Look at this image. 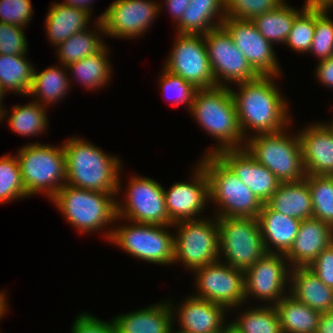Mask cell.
Wrapping results in <instances>:
<instances>
[{
  "mask_svg": "<svg viewBox=\"0 0 333 333\" xmlns=\"http://www.w3.org/2000/svg\"><path fill=\"white\" fill-rule=\"evenodd\" d=\"M277 77L258 76L252 81L236 84L238 92L230 87L245 140L249 138V130L252 132L250 136L275 133L292 123L287 100L273 80Z\"/></svg>",
  "mask_w": 333,
  "mask_h": 333,
  "instance_id": "obj_1",
  "label": "cell"
},
{
  "mask_svg": "<svg viewBox=\"0 0 333 333\" xmlns=\"http://www.w3.org/2000/svg\"><path fill=\"white\" fill-rule=\"evenodd\" d=\"M63 149L66 184L103 193H118L119 197L120 190H123L119 157L106 154L88 140L74 136L63 143Z\"/></svg>",
  "mask_w": 333,
  "mask_h": 333,
  "instance_id": "obj_2",
  "label": "cell"
},
{
  "mask_svg": "<svg viewBox=\"0 0 333 333\" xmlns=\"http://www.w3.org/2000/svg\"><path fill=\"white\" fill-rule=\"evenodd\" d=\"M189 112L207 134L219 143L207 150L205 155L217 154L227 149L244 148L245 139L239 126L230 87L197 89Z\"/></svg>",
  "mask_w": 333,
  "mask_h": 333,
  "instance_id": "obj_3",
  "label": "cell"
},
{
  "mask_svg": "<svg viewBox=\"0 0 333 333\" xmlns=\"http://www.w3.org/2000/svg\"><path fill=\"white\" fill-rule=\"evenodd\" d=\"M198 163L208 177L209 200L218 207L215 217H258L263 203L216 154L204 155Z\"/></svg>",
  "mask_w": 333,
  "mask_h": 333,
  "instance_id": "obj_4",
  "label": "cell"
},
{
  "mask_svg": "<svg viewBox=\"0 0 333 333\" xmlns=\"http://www.w3.org/2000/svg\"><path fill=\"white\" fill-rule=\"evenodd\" d=\"M117 194L65 184L51 201L75 229L90 233L117 223Z\"/></svg>",
  "mask_w": 333,
  "mask_h": 333,
  "instance_id": "obj_5",
  "label": "cell"
},
{
  "mask_svg": "<svg viewBox=\"0 0 333 333\" xmlns=\"http://www.w3.org/2000/svg\"><path fill=\"white\" fill-rule=\"evenodd\" d=\"M15 155L21 179L30 196L44 193L49 201L66 184V156L61 146L29 143Z\"/></svg>",
  "mask_w": 333,
  "mask_h": 333,
  "instance_id": "obj_6",
  "label": "cell"
},
{
  "mask_svg": "<svg viewBox=\"0 0 333 333\" xmlns=\"http://www.w3.org/2000/svg\"><path fill=\"white\" fill-rule=\"evenodd\" d=\"M287 130L250 136L244 145L248 153L281 183L301 181L307 176L298 133L287 135Z\"/></svg>",
  "mask_w": 333,
  "mask_h": 333,
  "instance_id": "obj_7",
  "label": "cell"
},
{
  "mask_svg": "<svg viewBox=\"0 0 333 333\" xmlns=\"http://www.w3.org/2000/svg\"><path fill=\"white\" fill-rule=\"evenodd\" d=\"M129 223L111 227L104 233L107 240L137 259L156 265L173 264L174 234L171 235L169 230H165V228H172V225Z\"/></svg>",
  "mask_w": 333,
  "mask_h": 333,
  "instance_id": "obj_8",
  "label": "cell"
},
{
  "mask_svg": "<svg viewBox=\"0 0 333 333\" xmlns=\"http://www.w3.org/2000/svg\"><path fill=\"white\" fill-rule=\"evenodd\" d=\"M174 260L193 271L220 260V241L217 217L176 222Z\"/></svg>",
  "mask_w": 333,
  "mask_h": 333,
  "instance_id": "obj_9",
  "label": "cell"
},
{
  "mask_svg": "<svg viewBox=\"0 0 333 333\" xmlns=\"http://www.w3.org/2000/svg\"><path fill=\"white\" fill-rule=\"evenodd\" d=\"M218 220L220 259L245 271L265 253L257 218L220 217ZM226 259V260H225Z\"/></svg>",
  "mask_w": 333,
  "mask_h": 333,
  "instance_id": "obj_10",
  "label": "cell"
},
{
  "mask_svg": "<svg viewBox=\"0 0 333 333\" xmlns=\"http://www.w3.org/2000/svg\"><path fill=\"white\" fill-rule=\"evenodd\" d=\"M125 202L117 201V220L170 226L163 186L150 177L129 178Z\"/></svg>",
  "mask_w": 333,
  "mask_h": 333,
  "instance_id": "obj_11",
  "label": "cell"
},
{
  "mask_svg": "<svg viewBox=\"0 0 333 333\" xmlns=\"http://www.w3.org/2000/svg\"><path fill=\"white\" fill-rule=\"evenodd\" d=\"M195 268V297L223 305L227 310L240 307L245 301L244 271L221 261ZM240 305V306H239Z\"/></svg>",
  "mask_w": 333,
  "mask_h": 333,
  "instance_id": "obj_12",
  "label": "cell"
},
{
  "mask_svg": "<svg viewBox=\"0 0 333 333\" xmlns=\"http://www.w3.org/2000/svg\"><path fill=\"white\" fill-rule=\"evenodd\" d=\"M203 38L217 86L229 88L228 83H244L259 76L222 26L207 32Z\"/></svg>",
  "mask_w": 333,
  "mask_h": 333,
  "instance_id": "obj_13",
  "label": "cell"
},
{
  "mask_svg": "<svg viewBox=\"0 0 333 333\" xmlns=\"http://www.w3.org/2000/svg\"><path fill=\"white\" fill-rule=\"evenodd\" d=\"M164 65L170 73L182 77L196 89L217 87L203 35L177 34Z\"/></svg>",
  "mask_w": 333,
  "mask_h": 333,
  "instance_id": "obj_14",
  "label": "cell"
},
{
  "mask_svg": "<svg viewBox=\"0 0 333 333\" xmlns=\"http://www.w3.org/2000/svg\"><path fill=\"white\" fill-rule=\"evenodd\" d=\"M290 267L285 255L266 252L244 271L245 300L253 296L256 300L268 301L267 305L277 304L289 293ZM286 287L288 290L285 291Z\"/></svg>",
  "mask_w": 333,
  "mask_h": 333,
  "instance_id": "obj_15",
  "label": "cell"
},
{
  "mask_svg": "<svg viewBox=\"0 0 333 333\" xmlns=\"http://www.w3.org/2000/svg\"><path fill=\"white\" fill-rule=\"evenodd\" d=\"M161 7L153 0H115L97 20L102 21L105 36L139 38L157 18Z\"/></svg>",
  "mask_w": 333,
  "mask_h": 333,
  "instance_id": "obj_16",
  "label": "cell"
},
{
  "mask_svg": "<svg viewBox=\"0 0 333 333\" xmlns=\"http://www.w3.org/2000/svg\"><path fill=\"white\" fill-rule=\"evenodd\" d=\"M222 27L259 76H279L281 67L273 44L259 33L252 21L225 18Z\"/></svg>",
  "mask_w": 333,
  "mask_h": 333,
  "instance_id": "obj_17",
  "label": "cell"
},
{
  "mask_svg": "<svg viewBox=\"0 0 333 333\" xmlns=\"http://www.w3.org/2000/svg\"><path fill=\"white\" fill-rule=\"evenodd\" d=\"M195 168L192 182H176L170 189L163 188L170 226L176 222L200 219L199 214L209 201L207 174L199 163Z\"/></svg>",
  "mask_w": 333,
  "mask_h": 333,
  "instance_id": "obj_18",
  "label": "cell"
},
{
  "mask_svg": "<svg viewBox=\"0 0 333 333\" xmlns=\"http://www.w3.org/2000/svg\"><path fill=\"white\" fill-rule=\"evenodd\" d=\"M259 199L266 203L281 182L258 163L245 148L227 149L216 154Z\"/></svg>",
  "mask_w": 333,
  "mask_h": 333,
  "instance_id": "obj_19",
  "label": "cell"
},
{
  "mask_svg": "<svg viewBox=\"0 0 333 333\" xmlns=\"http://www.w3.org/2000/svg\"><path fill=\"white\" fill-rule=\"evenodd\" d=\"M307 175H333V123L307 125L298 133Z\"/></svg>",
  "mask_w": 333,
  "mask_h": 333,
  "instance_id": "obj_20",
  "label": "cell"
},
{
  "mask_svg": "<svg viewBox=\"0 0 333 333\" xmlns=\"http://www.w3.org/2000/svg\"><path fill=\"white\" fill-rule=\"evenodd\" d=\"M171 309L173 317L177 316L179 331L185 333H222L225 327L226 311L223 305L216 304L195 296H189L178 307ZM176 308V309H175Z\"/></svg>",
  "mask_w": 333,
  "mask_h": 333,
  "instance_id": "obj_21",
  "label": "cell"
},
{
  "mask_svg": "<svg viewBox=\"0 0 333 333\" xmlns=\"http://www.w3.org/2000/svg\"><path fill=\"white\" fill-rule=\"evenodd\" d=\"M332 243L333 228L329 224L313 217L304 219L285 257L291 268L308 267Z\"/></svg>",
  "mask_w": 333,
  "mask_h": 333,
  "instance_id": "obj_22",
  "label": "cell"
},
{
  "mask_svg": "<svg viewBox=\"0 0 333 333\" xmlns=\"http://www.w3.org/2000/svg\"><path fill=\"white\" fill-rule=\"evenodd\" d=\"M257 219L266 252L286 255L294 243L301 221L276 212L266 203H263Z\"/></svg>",
  "mask_w": 333,
  "mask_h": 333,
  "instance_id": "obj_23",
  "label": "cell"
},
{
  "mask_svg": "<svg viewBox=\"0 0 333 333\" xmlns=\"http://www.w3.org/2000/svg\"><path fill=\"white\" fill-rule=\"evenodd\" d=\"M169 301L152 304L114 317L116 333H171L173 317Z\"/></svg>",
  "mask_w": 333,
  "mask_h": 333,
  "instance_id": "obj_24",
  "label": "cell"
},
{
  "mask_svg": "<svg viewBox=\"0 0 333 333\" xmlns=\"http://www.w3.org/2000/svg\"><path fill=\"white\" fill-rule=\"evenodd\" d=\"M290 290L299 302L320 313L333 311V289L326 286L308 267H293Z\"/></svg>",
  "mask_w": 333,
  "mask_h": 333,
  "instance_id": "obj_25",
  "label": "cell"
},
{
  "mask_svg": "<svg viewBox=\"0 0 333 333\" xmlns=\"http://www.w3.org/2000/svg\"><path fill=\"white\" fill-rule=\"evenodd\" d=\"M224 19V0H190L176 25V34L204 35L221 27Z\"/></svg>",
  "mask_w": 333,
  "mask_h": 333,
  "instance_id": "obj_26",
  "label": "cell"
},
{
  "mask_svg": "<svg viewBox=\"0 0 333 333\" xmlns=\"http://www.w3.org/2000/svg\"><path fill=\"white\" fill-rule=\"evenodd\" d=\"M46 16V30L49 42L58 46L72 35L86 30L91 13L70 5L54 2Z\"/></svg>",
  "mask_w": 333,
  "mask_h": 333,
  "instance_id": "obj_27",
  "label": "cell"
},
{
  "mask_svg": "<svg viewBox=\"0 0 333 333\" xmlns=\"http://www.w3.org/2000/svg\"><path fill=\"white\" fill-rule=\"evenodd\" d=\"M266 204L276 212L300 221L313 217L311 193L305 179L281 183Z\"/></svg>",
  "mask_w": 333,
  "mask_h": 333,
  "instance_id": "obj_28",
  "label": "cell"
},
{
  "mask_svg": "<svg viewBox=\"0 0 333 333\" xmlns=\"http://www.w3.org/2000/svg\"><path fill=\"white\" fill-rule=\"evenodd\" d=\"M67 69V66L62 67L61 65L60 67H56L55 65L48 67L40 73L37 69L34 70L28 97L33 96L34 99L32 100L44 106L60 102L72 84L69 75L65 74V70ZM35 96L37 97L36 100Z\"/></svg>",
  "mask_w": 333,
  "mask_h": 333,
  "instance_id": "obj_29",
  "label": "cell"
},
{
  "mask_svg": "<svg viewBox=\"0 0 333 333\" xmlns=\"http://www.w3.org/2000/svg\"><path fill=\"white\" fill-rule=\"evenodd\" d=\"M283 333H316L320 312L288 293L274 305Z\"/></svg>",
  "mask_w": 333,
  "mask_h": 333,
  "instance_id": "obj_30",
  "label": "cell"
},
{
  "mask_svg": "<svg viewBox=\"0 0 333 333\" xmlns=\"http://www.w3.org/2000/svg\"><path fill=\"white\" fill-rule=\"evenodd\" d=\"M301 10L285 2L252 20L259 33L270 43L285 44L295 18L310 4L306 0Z\"/></svg>",
  "mask_w": 333,
  "mask_h": 333,
  "instance_id": "obj_31",
  "label": "cell"
},
{
  "mask_svg": "<svg viewBox=\"0 0 333 333\" xmlns=\"http://www.w3.org/2000/svg\"><path fill=\"white\" fill-rule=\"evenodd\" d=\"M94 29L84 30L78 32L63 43L57 46L56 52L58 55L59 64L62 66H68L69 64L84 59L87 56H91L99 52L106 43L103 42L102 37L104 34V27L101 20H95ZM99 30V31H98ZM101 31V33H99ZM101 37V39H100Z\"/></svg>",
  "mask_w": 333,
  "mask_h": 333,
  "instance_id": "obj_32",
  "label": "cell"
},
{
  "mask_svg": "<svg viewBox=\"0 0 333 333\" xmlns=\"http://www.w3.org/2000/svg\"><path fill=\"white\" fill-rule=\"evenodd\" d=\"M26 56L0 54V86L6 93L29 94L36 68Z\"/></svg>",
  "mask_w": 333,
  "mask_h": 333,
  "instance_id": "obj_33",
  "label": "cell"
},
{
  "mask_svg": "<svg viewBox=\"0 0 333 333\" xmlns=\"http://www.w3.org/2000/svg\"><path fill=\"white\" fill-rule=\"evenodd\" d=\"M109 48L105 45L99 52L91 56H87L84 59L73 62L67 66L68 71L74 75V78L78 79L83 87L90 89H100L103 86H107L110 81L111 64L107 57Z\"/></svg>",
  "mask_w": 333,
  "mask_h": 333,
  "instance_id": "obj_34",
  "label": "cell"
},
{
  "mask_svg": "<svg viewBox=\"0 0 333 333\" xmlns=\"http://www.w3.org/2000/svg\"><path fill=\"white\" fill-rule=\"evenodd\" d=\"M46 107L49 106L38 104L35 101L25 105H15L7 121L10 129L22 136H37L46 132L49 128Z\"/></svg>",
  "mask_w": 333,
  "mask_h": 333,
  "instance_id": "obj_35",
  "label": "cell"
},
{
  "mask_svg": "<svg viewBox=\"0 0 333 333\" xmlns=\"http://www.w3.org/2000/svg\"><path fill=\"white\" fill-rule=\"evenodd\" d=\"M242 312L230 322L241 333H283L274 305L255 306Z\"/></svg>",
  "mask_w": 333,
  "mask_h": 333,
  "instance_id": "obj_36",
  "label": "cell"
},
{
  "mask_svg": "<svg viewBox=\"0 0 333 333\" xmlns=\"http://www.w3.org/2000/svg\"><path fill=\"white\" fill-rule=\"evenodd\" d=\"M313 218L320 219L333 228V177L328 175H307Z\"/></svg>",
  "mask_w": 333,
  "mask_h": 333,
  "instance_id": "obj_37",
  "label": "cell"
},
{
  "mask_svg": "<svg viewBox=\"0 0 333 333\" xmlns=\"http://www.w3.org/2000/svg\"><path fill=\"white\" fill-rule=\"evenodd\" d=\"M27 197L16 156L9 154L2 156L0 158V204Z\"/></svg>",
  "mask_w": 333,
  "mask_h": 333,
  "instance_id": "obj_38",
  "label": "cell"
},
{
  "mask_svg": "<svg viewBox=\"0 0 333 333\" xmlns=\"http://www.w3.org/2000/svg\"><path fill=\"white\" fill-rule=\"evenodd\" d=\"M329 8L315 4V31L309 53L320 61L333 56V21L328 15Z\"/></svg>",
  "mask_w": 333,
  "mask_h": 333,
  "instance_id": "obj_39",
  "label": "cell"
},
{
  "mask_svg": "<svg viewBox=\"0 0 333 333\" xmlns=\"http://www.w3.org/2000/svg\"><path fill=\"white\" fill-rule=\"evenodd\" d=\"M315 31V4L310 3L294 20L285 45L295 52L307 53L311 49Z\"/></svg>",
  "mask_w": 333,
  "mask_h": 333,
  "instance_id": "obj_40",
  "label": "cell"
},
{
  "mask_svg": "<svg viewBox=\"0 0 333 333\" xmlns=\"http://www.w3.org/2000/svg\"><path fill=\"white\" fill-rule=\"evenodd\" d=\"M285 0H224L225 18L252 21Z\"/></svg>",
  "mask_w": 333,
  "mask_h": 333,
  "instance_id": "obj_41",
  "label": "cell"
},
{
  "mask_svg": "<svg viewBox=\"0 0 333 333\" xmlns=\"http://www.w3.org/2000/svg\"><path fill=\"white\" fill-rule=\"evenodd\" d=\"M161 78H159L160 87L163 90V94L166 96L170 94V98H173L172 105H186L188 111L190 110L194 93L196 88L190 83L185 81L182 77L174 75L163 68L161 72Z\"/></svg>",
  "mask_w": 333,
  "mask_h": 333,
  "instance_id": "obj_42",
  "label": "cell"
},
{
  "mask_svg": "<svg viewBox=\"0 0 333 333\" xmlns=\"http://www.w3.org/2000/svg\"><path fill=\"white\" fill-rule=\"evenodd\" d=\"M24 28L0 22V54L25 55L28 51Z\"/></svg>",
  "mask_w": 333,
  "mask_h": 333,
  "instance_id": "obj_43",
  "label": "cell"
},
{
  "mask_svg": "<svg viewBox=\"0 0 333 333\" xmlns=\"http://www.w3.org/2000/svg\"><path fill=\"white\" fill-rule=\"evenodd\" d=\"M31 0H0V22L28 26L33 15Z\"/></svg>",
  "mask_w": 333,
  "mask_h": 333,
  "instance_id": "obj_44",
  "label": "cell"
},
{
  "mask_svg": "<svg viewBox=\"0 0 333 333\" xmlns=\"http://www.w3.org/2000/svg\"><path fill=\"white\" fill-rule=\"evenodd\" d=\"M74 320L71 333H116L113 320L102 321L89 313H81Z\"/></svg>",
  "mask_w": 333,
  "mask_h": 333,
  "instance_id": "obj_45",
  "label": "cell"
},
{
  "mask_svg": "<svg viewBox=\"0 0 333 333\" xmlns=\"http://www.w3.org/2000/svg\"><path fill=\"white\" fill-rule=\"evenodd\" d=\"M308 268L326 286L333 289V243L325 248Z\"/></svg>",
  "mask_w": 333,
  "mask_h": 333,
  "instance_id": "obj_46",
  "label": "cell"
},
{
  "mask_svg": "<svg viewBox=\"0 0 333 333\" xmlns=\"http://www.w3.org/2000/svg\"><path fill=\"white\" fill-rule=\"evenodd\" d=\"M318 62L315 76H317L318 80L324 84V86L326 85L328 88H333V56Z\"/></svg>",
  "mask_w": 333,
  "mask_h": 333,
  "instance_id": "obj_47",
  "label": "cell"
},
{
  "mask_svg": "<svg viewBox=\"0 0 333 333\" xmlns=\"http://www.w3.org/2000/svg\"><path fill=\"white\" fill-rule=\"evenodd\" d=\"M165 5H167V9L169 13H171L172 18L174 19L175 24H177L183 12L186 10L187 6L190 3V0H164Z\"/></svg>",
  "mask_w": 333,
  "mask_h": 333,
  "instance_id": "obj_48",
  "label": "cell"
},
{
  "mask_svg": "<svg viewBox=\"0 0 333 333\" xmlns=\"http://www.w3.org/2000/svg\"><path fill=\"white\" fill-rule=\"evenodd\" d=\"M316 333H333V311L320 314Z\"/></svg>",
  "mask_w": 333,
  "mask_h": 333,
  "instance_id": "obj_49",
  "label": "cell"
},
{
  "mask_svg": "<svg viewBox=\"0 0 333 333\" xmlns=\"http://www.w3.org/2000/svg\"><path fill=\"white\" fill-rule=\"evenodd\" d=\"M62 3L66 4V5H70L72 7L77 8V9L88 11L91 14H92V11H93V9H91L92 8L91 3H93L92 0H65Z\"/></svg>",
  "mask_w": 333,
  "mask_h": 333,
  "instance_id": "obj_50",
  "label": "cell"
},
{
  "mask_svg": "<svg viewBox=\"0 0 333 333\" xmlns=\"http://www.w3.org/2000/svg\"><path fill=\"white\" fill-rule=\"evenodd\" d=\"M5 91L3 90V88L0 86V122H2L1 120H4L3 118H5L8 114L7 111L4 109V105H2V99L3 96H5Z\"/></svg>",
  "mask_w": 333,
  "mask_h": 333,
  "instance_id": "obj_51",
  "label": "cell"
},
{
  "mask_svg": "<svg viewBox=\"0 0 333 333\" xmlns=\"http://www.w3.org/2000/svg\"><path fill=\"white\" fill-rule=\"evenodd\" d=\"M310 3L320 6L333 7V0H310Z\"/></svg>",
  "mask_w": 333,
  "mask_h": 333,
  "instance_id": "obj_52",
  "label": "cell"
},
{
  "mask_svg": "<svg viewBox=\"0 0 333 333\" xmlns=\"http://www.w3.org/2000/svg\"><path fill=\"white\" fill-rule=\"evenodd\" d=\"M222 333H241V332L229 322V324H226L225 327L223 328Z\"/></svg>",
  "mask_w": 333,
  "mask_h": 333,
  "instance_id": "obj_53",
  "label": "cell"
},
{
  "mask_svg": "<svg viewBox=\"0 0 333 333\" xmlns=\"http://www.w3.org/2000/svg\"><path fill=\"white\" fill-rule=\"evenodd\" d=\"M171 333H185V332H182V331H179V330L176 331L175 329L172 328Z\"/></svg>",
  "mask_w": 333,
  "mask_h": 333,
  "instance_id": "obj_54",
  "label": "cell"
}]
</instances>
